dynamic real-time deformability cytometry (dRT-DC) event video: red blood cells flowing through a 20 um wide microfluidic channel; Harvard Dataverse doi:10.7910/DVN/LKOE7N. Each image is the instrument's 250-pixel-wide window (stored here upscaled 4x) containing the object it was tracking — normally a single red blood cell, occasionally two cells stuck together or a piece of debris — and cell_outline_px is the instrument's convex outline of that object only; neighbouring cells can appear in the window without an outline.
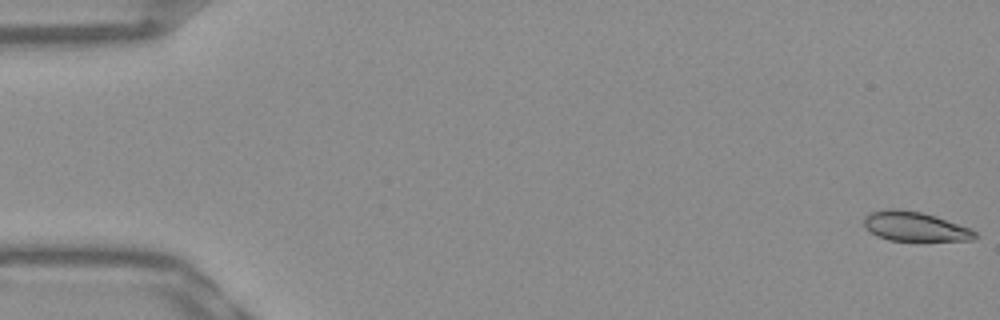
{"species": "Egyptian fruit bat (a non-hibernating species)", "species_latin": "Rousettus aegyptiacus", "temperature_condition": "warm", "stored_images_in_passage": 52, "camera_frame_rate_fps": 3000, "um_per_image_px": 0.085, "frame": {"image": 1, "passage_image": 1, "time_ms": 0.0, "image_size_px": [1000, 320], "cell_outline_px": [[980, 236], [972, 240], [888, 240], [876, 236], [864, 228], [864, 216], [872, 212], [884, 208], [900, 208], [920, 212], [936, 216], [972, 228]], "centroid_in_image_um": [77.76, 19.24], "position_along_channel_um": 7.2, "area_um2": 19.31}}
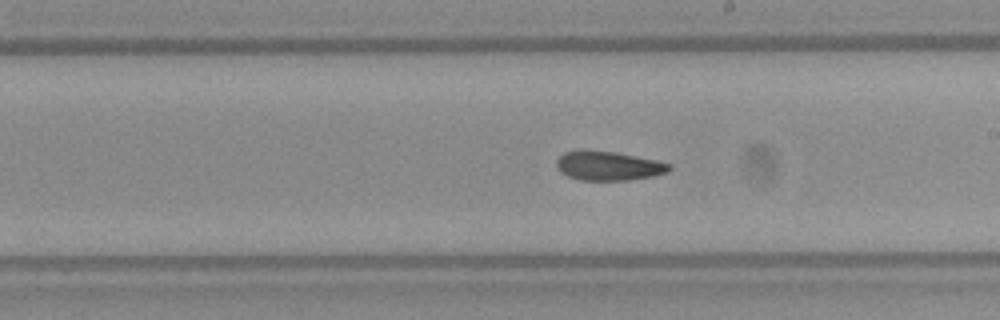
{"frame": {"image": 2, "passage_image": 30, "time_ms": 9.667, "image_size_px": [1000, 320], "cell_outline_px": [[672, 168], [668, 172], [652, 176], [628, 180], [580, 180], [568, 176], [560, 172], [556, 164], [556, 160], [564, 152], [580, 148], [588, 148], [616, 152], [656, 160], [672, 164]], "centroid_in_image_um": [51.69, 14.06], "position_along_channel_um": 237.3, "area_um2": 19.59}}
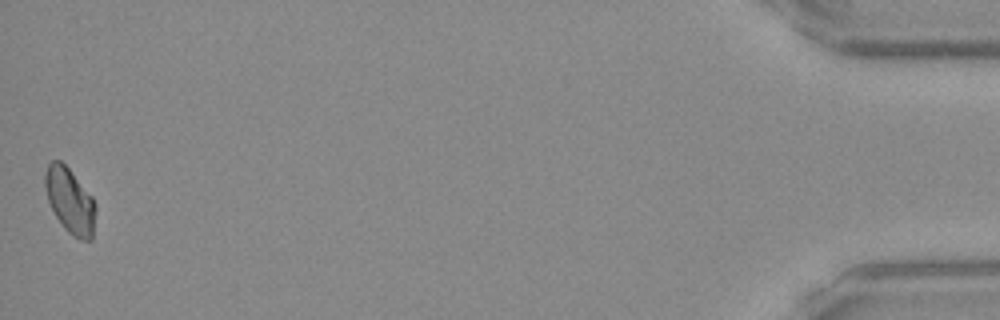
{"frame": {"image": 3, "passage_image": 52, "time_ms": 17.0, "image_size_px": [1000, 320], "cell_outline_px": [[96, 212], [92, 240], [80, 240], [72, 236], [64, 228], [56, 216], [48, 200], [44, 188], [44, 172], [48, 164], [52, 160], [60, 160], [68, 168], [92, 196], [96, 204]], "centroid_in_image_um": [5.95, 17.07], "position_along_channel_um": 429.3, "area_um2": 19.36}, "authors_computed_cell_mechanics": {"area_um2": 19.5364, "velocity_mm_per_s": 3.9091, "shape_relaxation_time_tau1_ms": 10.8895, "shape_relaxation_time_tau2_ms": 6.5751, "deformation_change_tau1": 0.1836, "deformation_change_tau2": 0.0648}}